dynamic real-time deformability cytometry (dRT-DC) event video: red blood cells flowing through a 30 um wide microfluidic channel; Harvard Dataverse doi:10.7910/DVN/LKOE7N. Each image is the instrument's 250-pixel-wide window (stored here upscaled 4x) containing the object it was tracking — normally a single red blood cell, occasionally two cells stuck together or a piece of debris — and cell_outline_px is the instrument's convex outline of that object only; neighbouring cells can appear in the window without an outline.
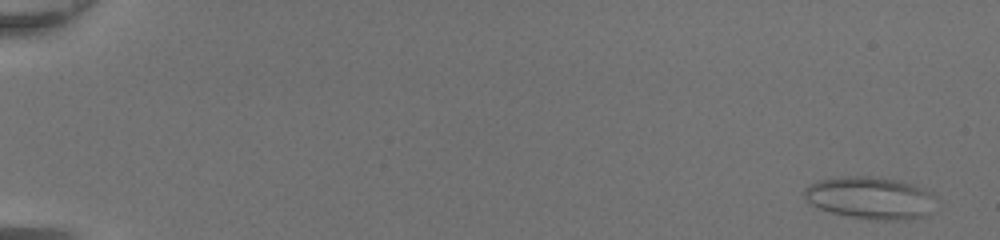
{"species": "common noctule bat (a hibernating species)", "species_latin": "Nyctalus noctula", "temperature_condition": "room temperature", "stored_images_in_passage": 13, "camera_frame_rate_fps": 3000, "um_per_image_px": 0.085, "animal": {"sex": "female", "body_mass_g": 20.0, "forearm_length_mm": 54.0}, "frame": {"image": 1, "passage_image": 3, "time_ms": 0.667, "image_size_px": [1000, 240], "cell_outline_px": [[940, 200], [928, 216], [916, 220], [884, 220], [852, 216], [832, 212], [820, 208], [804, 200], [804, 188], [808, 184], [816, 180], [844, 176], [872, 176], [896, 180], [912, 184], [924, 188], [932, 192]], "centroid_in_image_um": [74.07, 16.82], "position_along_channel_um": 10.9, "area_um2": 33.06}}